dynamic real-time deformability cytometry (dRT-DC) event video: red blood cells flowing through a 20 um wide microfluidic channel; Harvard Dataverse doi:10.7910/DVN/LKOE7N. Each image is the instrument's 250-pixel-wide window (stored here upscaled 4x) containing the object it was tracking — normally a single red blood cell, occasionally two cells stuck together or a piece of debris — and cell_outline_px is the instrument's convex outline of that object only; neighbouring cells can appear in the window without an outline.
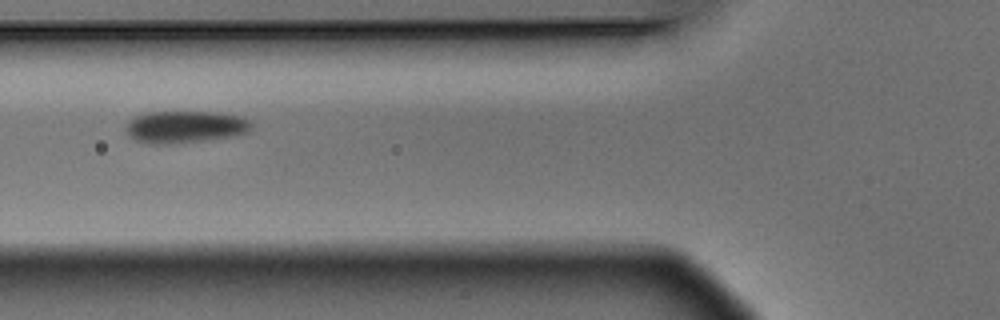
{"species": "Egyptian fruit bat (a non-hibernating species)", "species_latin": "Rousettus aegyptiacus", "temperature_condition": "warm", "stored_images_in_passage": 4, "camera_frame_rate_fps": 3000, "um_per_image_px": 0.085, "animal": {"sex": "male"}, "frame": {"image": 1, "passage_image": 2, "time_ms": 0.333, "image_size_px": [1000, 320], "cell_outline_px": [[252, 128], [248, 132], [236, 136], [204, 140], [168, 144], [148, 144], [136, 140], [128, 136], [124, 128], [128, 120], [136, 116], [148, 112], [212, 112], [240, 116], [248, 120], [252, 124]], "centroid_in_image_um": [15.7, 10.79], "position_along_channel_um": 110.1, "area_um2": 23.64}}
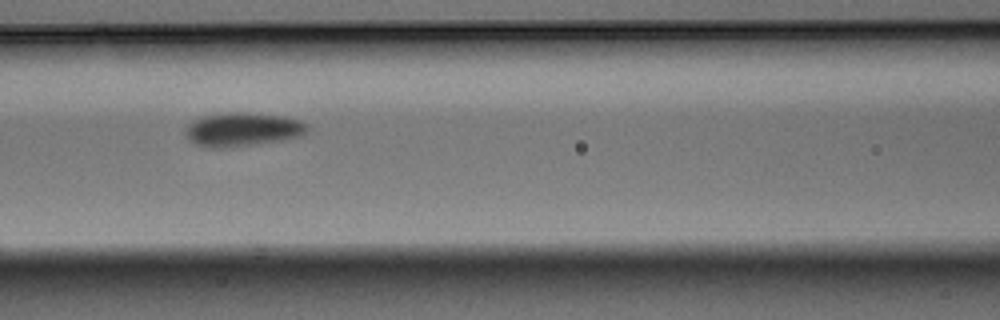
{"frame": {"image": 2, "passage_image": 3, "time_ms": 0.667, "image_size_px": [1000, 320], "cell_outline_px": [[308, 128], [300, 136], [284, 140], [228, 148], [204, 148], [188, 140], [184, 132], [188, 124], [192, 120], [200, 116], [228, 112], [244, 112], [284, 116], [300, 120], [308, 124]], "centroid_in_image_um": [20.57, 11.01], "position_along_channel_um": 146.0, "area_um2": 24.39}}
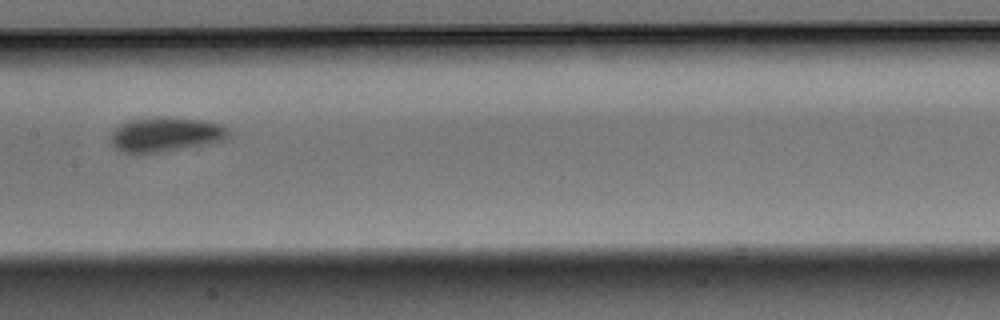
{"frame": {"image": 3, "passage_image": 4, "time_ms": 1.0, "image_size_px": [1000, 320], "cell_outline_px": [[228, 136], [224, 140], [204, 144], [156, 152], [124, 152], [116, 148], [112, 144], [112, 132], [120, 124], [128, 120], [156, 116], [172, 116], [204, 120], [220, 124], [228, 128]], "centroid_in_image_um": [14.08, 11.38], "position_along_channel_um": 193.3, "area_um2": 23.47}}